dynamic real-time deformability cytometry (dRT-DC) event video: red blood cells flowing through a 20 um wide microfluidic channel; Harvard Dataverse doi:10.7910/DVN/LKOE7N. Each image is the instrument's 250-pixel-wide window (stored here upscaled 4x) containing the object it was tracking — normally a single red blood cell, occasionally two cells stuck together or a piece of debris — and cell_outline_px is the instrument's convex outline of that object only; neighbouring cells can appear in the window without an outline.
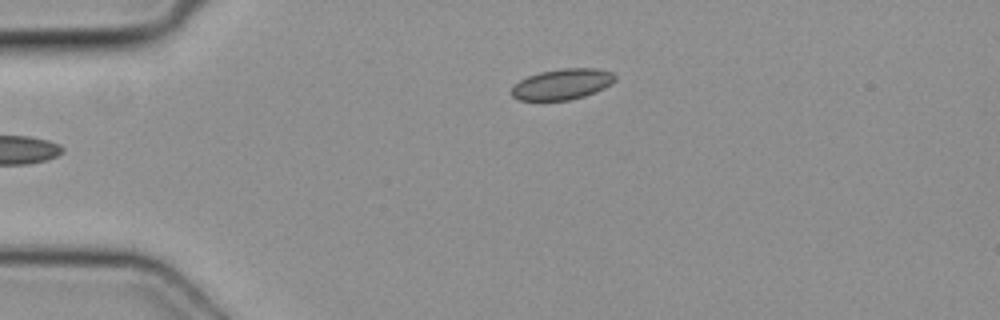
{"species": "common noctule bat (a hibernating species)", "species_latin": "Nyctalus noctula", "temperature_condition": "cold", "stored_images_in_passage": 3, "camera_frame_rate_fps": 3000, "um_per_image_px": 0.085, "animal": {"sex": "female", "body_mass_g": 19.3, "forearm_length_mm": 54.1}, "frame": {"image": 1, "passage_image": 3, "time_ms": 0.667, "image_size_px": [1000, 320], "cell_outline_px": [[616, 80], [612, 84], [596, 92], [584, 96], [568, 100], [516, 100], [512, 96], [512, 88], [520, 80], [528, 76], [540, 72], [560, 68], [600, 68], [612, 72], [616, 76]], "centroid_in_image_um": [47.83, 7.15], "position_along_channel_um": 37.2, "area_um2": 18.67}}